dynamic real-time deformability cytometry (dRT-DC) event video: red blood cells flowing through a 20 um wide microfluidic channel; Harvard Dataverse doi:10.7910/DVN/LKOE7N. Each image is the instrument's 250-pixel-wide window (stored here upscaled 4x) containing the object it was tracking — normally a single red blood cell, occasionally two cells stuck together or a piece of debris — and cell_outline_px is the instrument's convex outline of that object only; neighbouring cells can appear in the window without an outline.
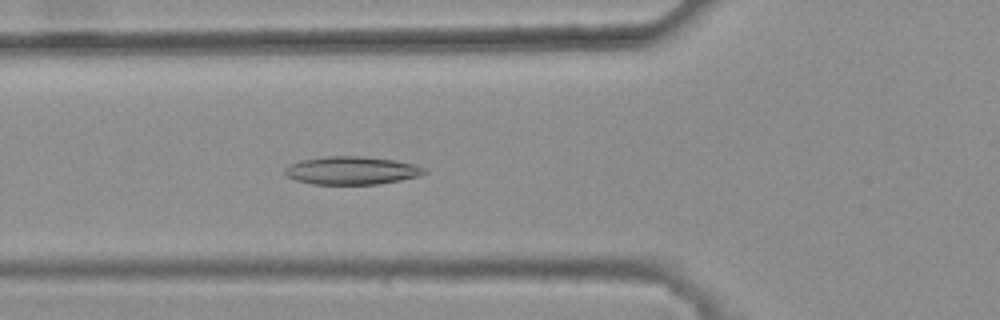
{"species": "common noctule bat (a hibernating species)", "species_latin": "Nyctalus noctula", "temperature_condition": "warm", "stored_images_in_passage": 44, "camera_frame_rate_fps": 3000, "um_per_image_px": 0.085, "animal": {"sex": "female", "body_mass_g": 25.1}, "frame": {"image": 1, "passage_image": 18, "time_ms": 5.667, "image_size_px": [1000, 320], "cell_outline_px": [[428, 172], [416, 176], [400, 180], [376, 184], [312, 184], [296, 180], [288, 176], [284, 172], [284, 168], [288, 164], [300, 160], [328, 156], [360, 156], [396, 160], [416, 164], [428, 168]], "centroid_in_image_um": [29.9, 14.48], "position_along_channel_um": 95.9, "area_um2": 22.89}}
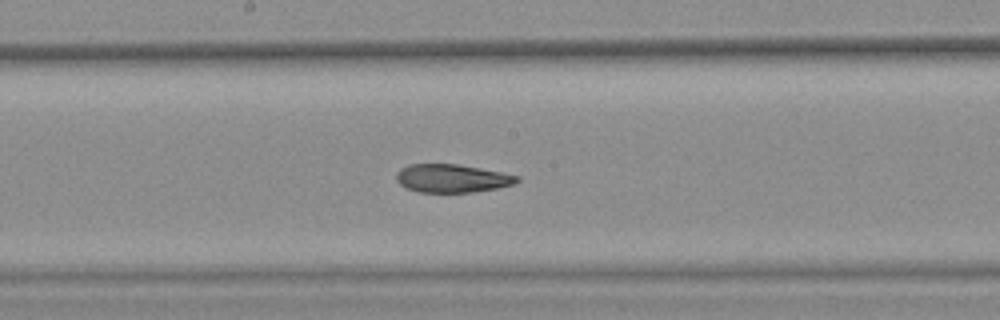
{"frame": {"image": 2, "passage_image": 27, "time_ms": 8.667, "image_size_px": [1000, 320], "cell_outline_px": [[520, 180], [512, 184], [496, 188], [472, 192], [416, 192], [404, 188], [396, 180], [396, 172], [400, 168], [408, 164], [456, 164], [480, 168], [520, 176]], "centroid_in_image_um": [38.36, 15.16], "position_along_channel_um": 209.8, "area_um2": 19.88}}
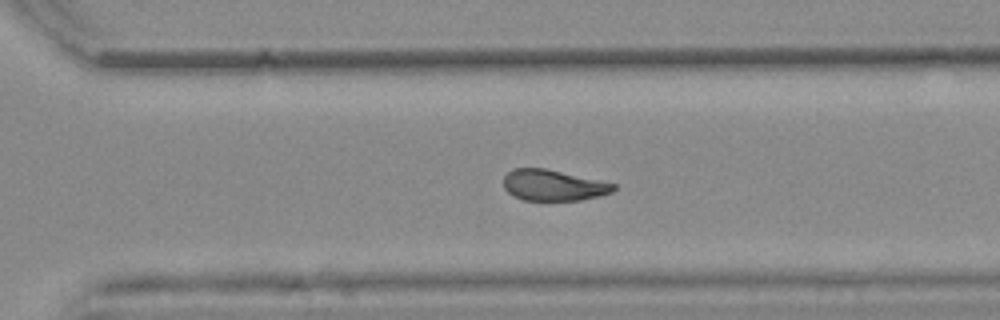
{"frame": {"image": 3, "passage_image": 36, "time_ms": 11.667, "image_size_px": [1000, 320], "cell_outline_px": [[616, 188], [612, 192], [580, 200], [524, 200], [512, 196], [504, 188], [504, 176], [512, 168], [544, 168], [616, 184]], "centroid_in_image_um": [46.98, 15.74], "position_along_channel_um": 323.6, "area_um2": 19.65}, "authors_computed_cell_mechanics": {"area_um2": 21.4438, "velocity_mm_per_s": 3.7914, "shape_relaxation_time_tau1_ms": null, "shape_relaxation_time_tau2_ms": 3.374, "deformation_change_tau1": null, "deformation_change_tau2": 0.1083}}